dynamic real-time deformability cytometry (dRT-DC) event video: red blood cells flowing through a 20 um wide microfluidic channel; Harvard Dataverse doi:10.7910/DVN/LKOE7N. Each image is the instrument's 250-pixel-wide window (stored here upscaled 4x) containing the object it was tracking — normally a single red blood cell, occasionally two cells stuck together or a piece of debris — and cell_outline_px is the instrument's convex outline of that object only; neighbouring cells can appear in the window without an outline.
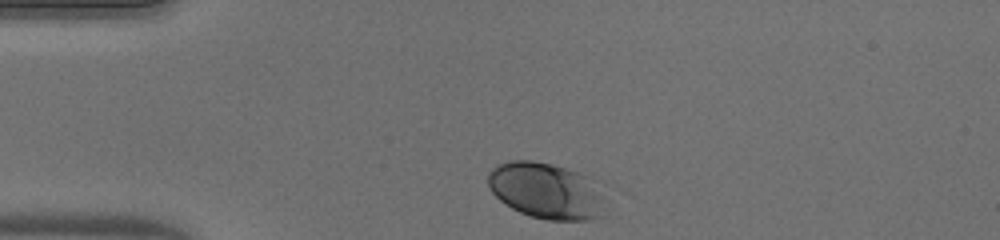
{"species": "human", "species_latin": "Homo sapiens", "temperature_condition": "warm", "stored_images_in_passage": 32, "camera_frame_rate_fps": 3000, "um_per_image_px": 0.085, "donor": {"sex": "male"}, "frame": {"image": 1, "passage_image": 1, "time_ms": 0.0, "image_size_px": [1000, 240], "cell_outline_px": [[604, 180], [600, 216], [592, 220], [548, 220], [532, 216], [520, 212], [504, 204], [488, 188], [488, 172], [492, 168], [500, 164], [512, 160], [532, 160], [564, 168]], "centroid_in_image_um": [46.47, 16.2], "position_along_channel_um": 38.5, "area_um2": 38.84}}
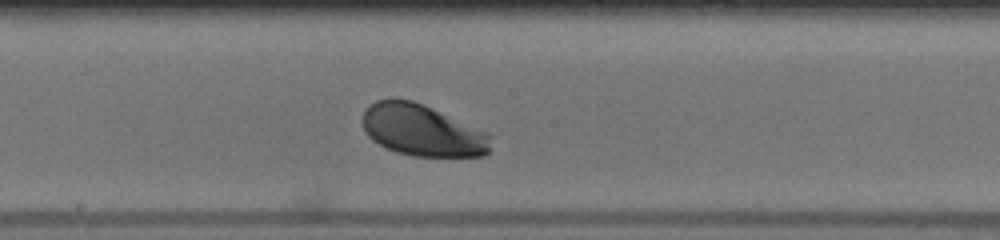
{"frame": {"image": 2, "passage_image": 17, "time_ms": 5.333, "image_size_px": [1000, 240], "cell_outline_px": [[492, 136], [488, 152], [484, 156], [412, 156], [396, 152], [372, 140], [364, 132], [360, 120], [364, 108], [368, 104], [376, 100], [392, 96], [412, 100], [424, 104], [484, 132]], "centroid_in_image_um": [35.79, 11.04], "position_along_channel_um": 212.4, "area_um2": 38.9}}
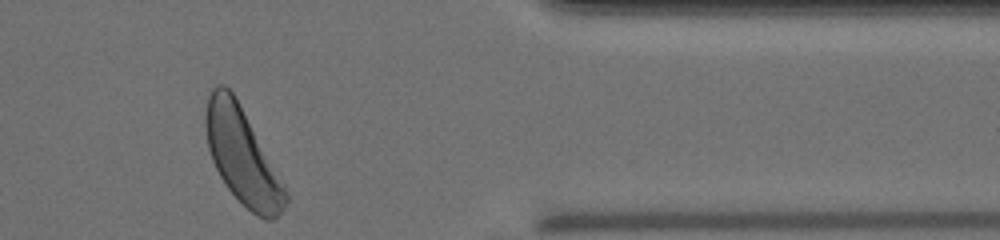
{"frame": {"image": 3, "passage_image": 32, "time_ms": 10.333, "image_size_px": [1000, 240], "cell_outline_px": [[288, 200], [284, 208], [272, 220], [264, 220], [256, 216], [224, 184], [212, 160], [208, 148], [204, 124], [204, 112], [208, 96], [212, 88], [216, 84], [224, 84], [232, 92], [284, 188], [288, 196]], "centroid_in_image_um": [20.51, 13.26], "position_along_channel_um": 390.9, "area_um2": 43.06}, "authors_computed_cell_mechanics": {"area_um2": 39.7953, "velocity_mm_per_s": 3.9871, "shape_relaxation_time_tau1_ms": 1.2147, "shape_relaxation_time_tau2_ms": 2.4054, "deformation_change_tau1": 0.0963, "deformation_change_tau2": 0.0716}}